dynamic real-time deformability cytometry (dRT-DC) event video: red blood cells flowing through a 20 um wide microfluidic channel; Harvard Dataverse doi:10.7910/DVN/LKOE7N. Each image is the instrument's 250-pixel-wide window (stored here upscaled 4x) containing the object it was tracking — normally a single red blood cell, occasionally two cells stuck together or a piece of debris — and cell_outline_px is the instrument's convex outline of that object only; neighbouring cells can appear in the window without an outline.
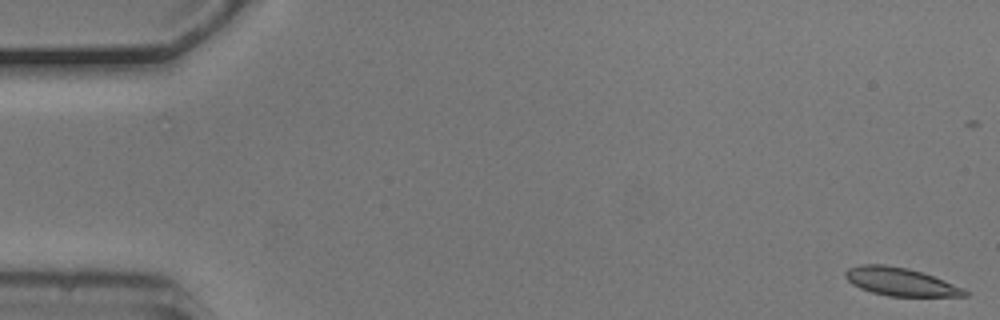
{"species": "common noctule bat (a hibernating species)", "species_latin": "Nyctalus noctula", "temperature_condition": "cold", "stored_images_in_passage": 53, "camera_frame_rate_fps": 3000, "um_per_image_px": 0.085, "animal": {"sex": "male", "body_mass_g": 20.5, "forearm_length_mm": 52.5}, "frame": {"image": 1, "passage_image": 1, "time_ms": 0.0, "image_size_px": [1000, 320], "cell_outline_px": [[968, 296], [888, 296], [872, 292], [860, 288], [852, 284], [844, 276], [844, 272], [848, 268], [860, 264], [884, 264], [908, 268], [944, 280], [964, 288], [968, 292]], "centroid_in_image_um": [76.51, 23.94], "position_along_channel_um": 8.5, "area_um2": 19.48}}
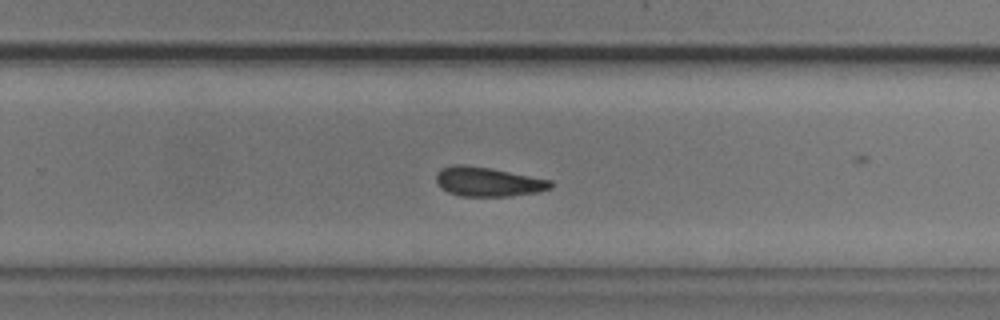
{"frame": {"image": 2, "passage_image": 35, "time_ms": 11.333, "image_size_px": [1000, 320], "cell_outline_px": [[552, 188], [540, 192], [512, 196], [460, 196], [448, 192], [440, 188], [436, 184], [436, 172], [440, 168], [452, 164], [464, 164], [488, 168], [552, 180]], "centroid_in_image_um": [41.44, 15.45], "position_along_channel_um": 288.4, "area_um2": 19.77}}
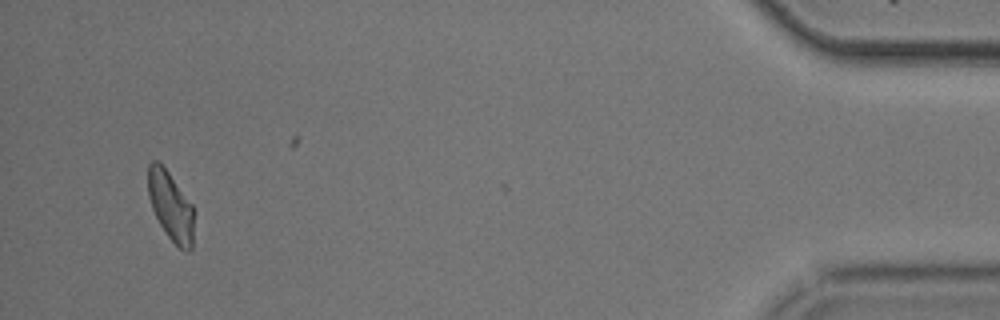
{"frame": {"image": 3, "passage_image": 52, "time_ms": 17.0, "image_size_px": [1000, 320], "cell_outline_px": [[192, 248], [188, 252], [184, 252], [168, 236], [160, 224], [152, 208], [148, 196], [148, 164], [152, 160], [156, 160], [168, 172], [192, 204]], "centroid_in_image_um": [14.48, 17.51], "position_along_channel_um": 420.7, "area_um2": 18.03}, "authors_computed_cell_mechanics": {"area_um2": 19.7676, "velocity_mm_per_s": 3.6918, "shape_relaxation_time_tau1_ms": 4.1165, "shape_relaxation_time_tau2_ms": 9.563, "deformation_change_tau1": 0.1167, "deformation_change_tau2": 0.2014}}